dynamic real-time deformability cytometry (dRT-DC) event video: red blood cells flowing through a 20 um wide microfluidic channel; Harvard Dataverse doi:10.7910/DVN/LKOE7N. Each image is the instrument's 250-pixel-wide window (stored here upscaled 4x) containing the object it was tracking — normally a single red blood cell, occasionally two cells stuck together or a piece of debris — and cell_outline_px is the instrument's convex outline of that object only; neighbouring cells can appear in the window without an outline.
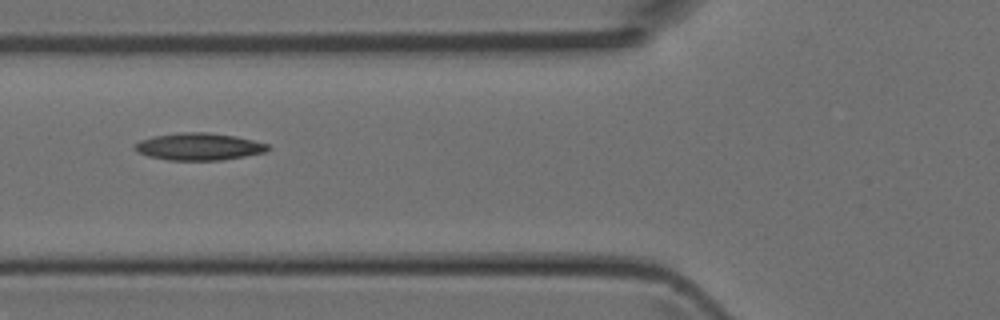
{"species": "Egyptian fruit bat (a non-hibernating species)", "species_latin": "Rousettus aegyptiacus", "temperature_condition": "room temperature", "stored_images_in_passage": 3, "camera_frame_rate_fps": 3000, "um_per_image_px": 0.085, "animal": {"sex": "female"}, "frame": {"image": 1, "passage_image": 3, "time_ms": 0.667, "image_size_px": [1000, 320], "cell_outline_px": [[272, 148], [264, 152], [244, 156], [220, 160], [168, 160], [148, 156], [136, 152], [132, 148], [132, 144], [140, 140], [152, 136], [176, 132], [208, 132], [236, 136], [268, 144]], "centroid_in_image_um": [16.84, 12.45], "position_along_channel_um": 109.0, "area_um2": 21.33}}